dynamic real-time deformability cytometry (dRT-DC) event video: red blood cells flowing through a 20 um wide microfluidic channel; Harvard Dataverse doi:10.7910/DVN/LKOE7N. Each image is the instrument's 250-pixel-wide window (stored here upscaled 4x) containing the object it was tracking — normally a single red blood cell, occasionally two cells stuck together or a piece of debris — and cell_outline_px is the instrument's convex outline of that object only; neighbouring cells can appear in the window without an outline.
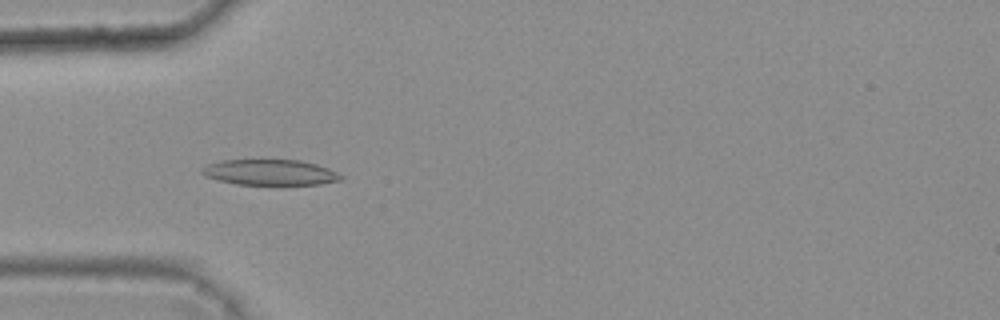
{"species": "common noctule bat (a hibernating species)", "species_latin": "Nyctalus noctula", "temperature_condition": "warm", "stored_images_in_passage": 5, "camera_frame_rate_fps": 3000, "um_per_image_px": 0.085, "animal": {"sex": "female", "body_mass_g": 25.1}, "frame": {"image": 1, "passage_image": 4, "time_ms": 1.0, "image_size_px": [1000, 320], "cell_outline_px": [[344, 180], [320, 184], [284, 188], [236, 184], [204, 176], [200, 172], [200, 168], [208, 164], [224, 160], [300, 160], [316, 164], [328, 168], [344, 176]], "centroid_in_image_um": [23.01, 14.71], "position_along_channel_um": 62.0, "area_um2": 21.91}}
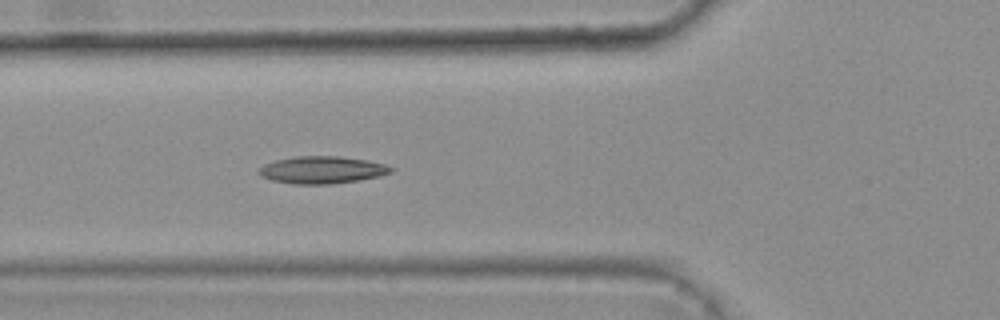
{"frame": {"image": 2, "passage_image": 5, "time_ms": 1.333, "image_size_px": [1000, 320], "cell_outline_px": [[392, 172], [380, 176], [360, 180], [332, 184], [292, 184], [272, 180], [256, 172], [264, 164], [276, 160], [296, 156], [340, 156], [364, 160], [384, 164], [392, 168]], "centroid_in_image_um": [27.36, 14.45], "position_along_channel_um": 98.4, "area_um2": 20.87}}